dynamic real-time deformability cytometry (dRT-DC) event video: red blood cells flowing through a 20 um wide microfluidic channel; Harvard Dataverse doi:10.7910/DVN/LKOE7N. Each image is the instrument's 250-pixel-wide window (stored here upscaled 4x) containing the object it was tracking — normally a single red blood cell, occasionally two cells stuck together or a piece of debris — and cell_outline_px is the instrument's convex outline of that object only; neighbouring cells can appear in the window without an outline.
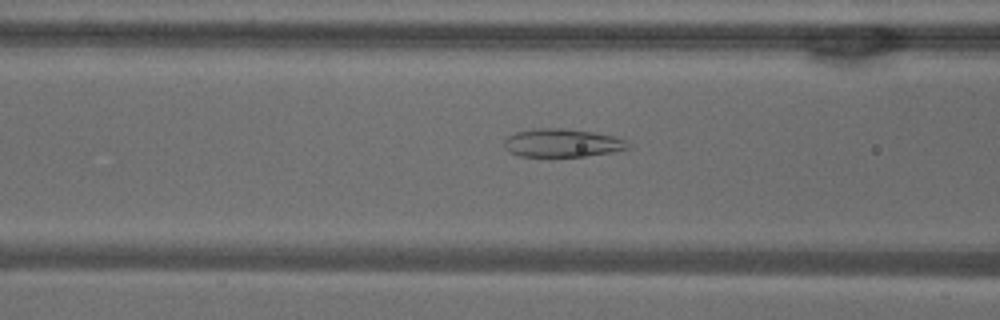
{"species": "common noctule bat (a hibernating species)", "species_latin": "Nyctalus noctula", "temperature_condition": "warm", "stored_images_in_passage": 53, "camera_frame_rate_fps": 3000, "um_per_image_px": 0.085, "animal": {"sex": "male", "body_mass_g": 18.8}, "frame": {"image": 1, "passage_image": 21, "time_ms": 6.667, "image_size_px": [1000, 320], "cell_outline_px": [[632, 148], [612, 152], [584, 156], [520, 156], [508, 152], [504, 148], [504, 140], [508, 136], [516, 132], [536, 128], [564, 128], [592, 132], [612, 136], [628, 140], [632, 144]], "centroid_in_image_um": [47.81, 12.15], "position_along_channel_um": 118.8, "area_um2": 20.52}}
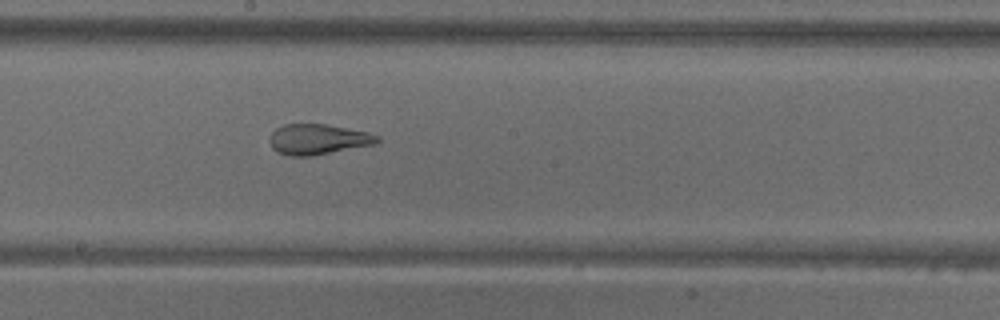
{"frame": {"image": 2, "passage_image": 29, "time_ms": 9.333, "image_size_px": [1000, 320], "cell_outline_px": [[380, 140], [376, 144], [312, 156], [288, 156], [276, 152], [272, 148], [268, 140], [272, 132], [276, 128], [284, 124], [324, 124], [368, 132], [380, 136]], "centroid_in_image_um": [27.01, 11.85], "position_along_channel_um": 221.2, "area_um2": 19.25}}
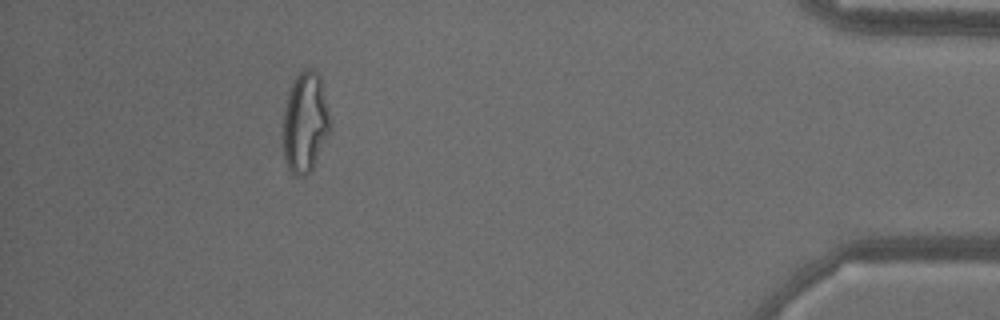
{"frame": {"image": 3, "passage_image": 48, "time_ms": 15.667, "image_size_px": [1000, 320], "cell_outline_px": [[332, 128], [312, 168], [304, 176], [296, 176], [288, 168], [284, 156], [284, 108], [288, 92], [296, 76], [304, 68], [312, 68], [320, 76], [332, 120]], "centroid_in_image_um": [25.97, 10.37], "position_along_channel_um": 409.2, "area_um2": 27.63}, "authors_computed_cell_mechanics": {"area_um2": 26.1834, "velocity_mm_per_s": 3.8356, "shape_relaxation_time_tau1_ms": null, "shape_relaxation_time_tau2_ms": 1.2387, "deformation_change_tau1": null, "deformation_change_tau2": 0.0929}}